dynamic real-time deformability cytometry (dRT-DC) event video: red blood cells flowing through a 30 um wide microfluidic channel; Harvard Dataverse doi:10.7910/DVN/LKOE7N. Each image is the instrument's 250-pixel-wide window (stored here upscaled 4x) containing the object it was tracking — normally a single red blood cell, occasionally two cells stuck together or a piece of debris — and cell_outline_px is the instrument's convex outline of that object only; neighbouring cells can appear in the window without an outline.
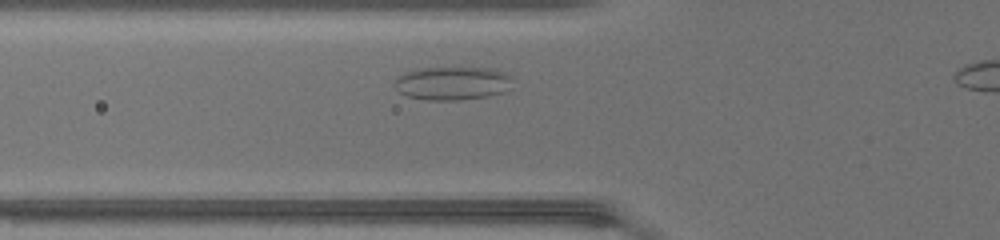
{"species": "common noctule bat (a hibernating species)", "species_latin": "Nyctalus noctula", "temperature_condition": "warm", "stored_images_in_passage": 31, "camera_frame_rate_fps": 3000, "um_per_image_px": 0.085, "animal": {"sex": "female", "body_mass_g": 17.0, "forearm_length_mm": 48.0}, "frame": {"image": 1, "passage_image": 6, "time_ms": 1.667, "image_size_px": [1000, 240], "cell_outline_px": [[512, 88], [504, 92], [488, 96], [460, 100], [428, 100], [408, 96], [400, 92], [392, 84], [400, 76], [408, 72], [420, 68], [496, 68], [512, 76]], "centroid_in_image_um": [38.53, 7.08], "position_along_channel_um": 87.3, "area_um2": 23.06}}
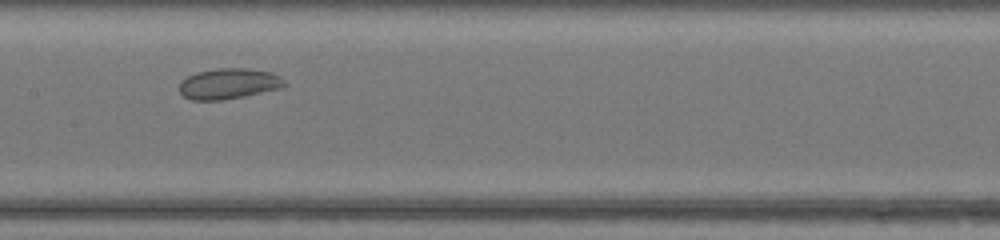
{"frame": {"image": 2, "passage_image": 13, "time_ms": 4.0, "image_size_px": [1000, 240], "cell_outline_px": [[288, 84], [280, 88], [220, 100], [192, 100], [184, 96], [180, 92], [180, 84], [188, 76], [196, 72], [216, 68], [248, 68], [268, 72], [280, 76]], "centroid_in_image_um": [19.43, 7.1], "position_along_channel_um": 188.0, "area_um2": 18.44}}
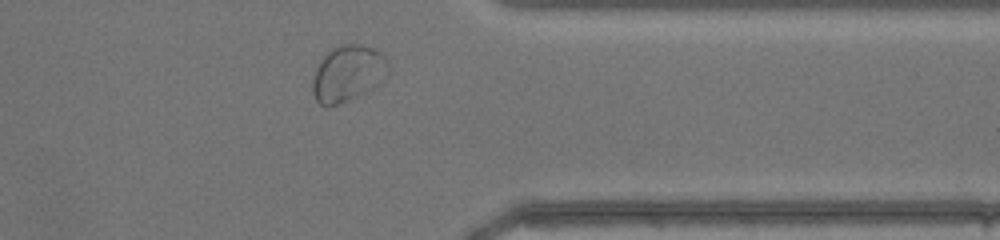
{"frame": {"image": 3, "passage_image": 27, "time_ms": 8.667, "image_size_px": [1000, 240], "cell_outline_px": [[388, 76], [372, 88], [348, 100], [336, 104], [320, 104], [316, 100], [312, 92], [312, 80], [316, 68], [320, 60], [332, 48], [340, 44], [364, 44], [376, 48], [384, 56], [388, 64]], "centroid_in_image_um": [29.58, 6.2], "position_along_channel_um": 381.8, "area_um2": 24.68}}